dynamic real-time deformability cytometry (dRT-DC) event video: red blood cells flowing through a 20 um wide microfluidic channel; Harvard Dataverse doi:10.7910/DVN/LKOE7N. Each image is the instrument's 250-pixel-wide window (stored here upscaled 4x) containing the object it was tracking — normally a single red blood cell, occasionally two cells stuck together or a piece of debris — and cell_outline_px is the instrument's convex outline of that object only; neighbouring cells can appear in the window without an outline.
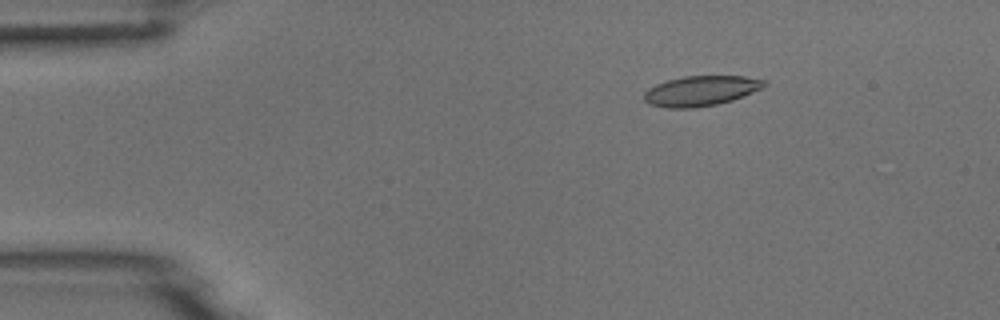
{"species": "common noctule bat (a hibernating species)", "species_latin": "Nyctalus noctula", "temperature_condition": "room temperature", "stored_images_in_passage": 5, "camera_frame_rate_fps": 3000, "um_per_image_px": 0.085, "animal": {"sex": "male", "body_mass_g": 18.8}, "frame": {"image": 1, "passage_image": 3, "time_ms": 0.667, "image_size_px": [1000, 320], "cell_outline_px": [[768, 84], [752, 92], [732, 100], [716, 104], [696, 108], [664, 108], [648, 104], [644, 100], [644, 92], [648, 88], [656, 84], [668, 80], [684, 76], [744, 76], [764, 80]], "centroid_in_image_um": [59.52, 7.73], "position_along_channel_um": 25.5, "area_um2": 21.04}}
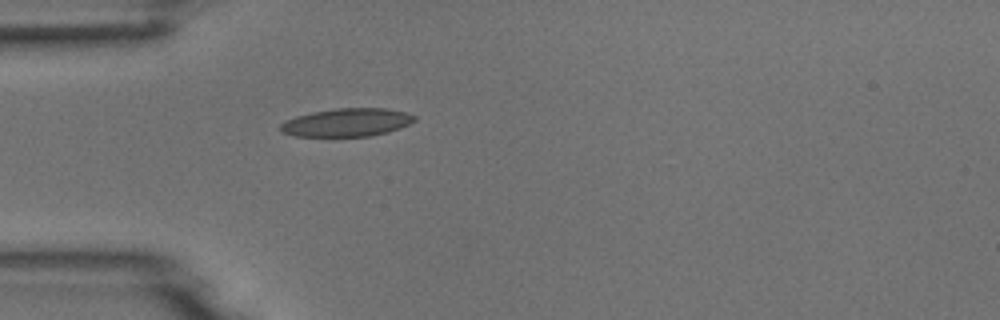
{"frame": {"image": 2, "passage_image": 5, "time_ms": 1.333, "image_size_px": [1000, 320], "cell_outline_px": [[416, 120], [400, 128], [388, 132], [372, 136], [332, 140], [296, 136], [280, 132], [280, 124], [284, 120], [296, 116], [312, 112], [336, 108], [384, 108], [404, 112], [416, 116]], "centroid_in_image_um": [29.41, 10.47], "position_along_channel_um": 55.6, "area_um2": 23.12}}